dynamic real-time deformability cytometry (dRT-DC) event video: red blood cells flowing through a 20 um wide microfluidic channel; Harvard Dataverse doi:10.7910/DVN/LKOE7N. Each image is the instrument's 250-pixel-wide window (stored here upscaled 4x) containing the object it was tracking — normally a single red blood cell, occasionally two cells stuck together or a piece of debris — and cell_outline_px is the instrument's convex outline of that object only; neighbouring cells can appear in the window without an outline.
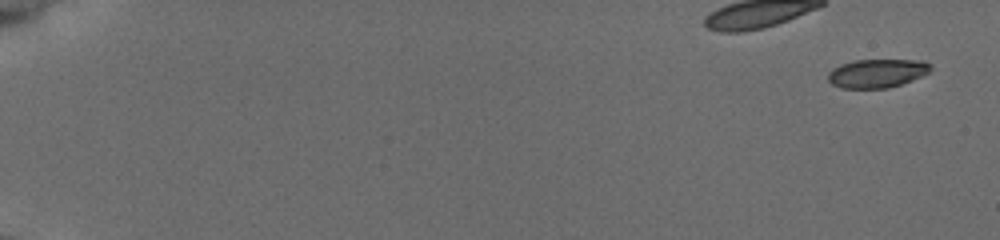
{"species": "common noctule bat (a hibernating species)", "species_latin": "Nyctalus noctula", "temperature_condition": "cold", "stored_images_in_passage": 46, "camera_frame_rate_fps": 3000, "um_per_image_px": 0.085, "animal": {"sex": "female", "body_mass_g": 19.5, "forearm_length_mm": 54.1}, "frame": {"image": 1, "passage_image": 1, "time_ms": 0.0, "image_size_px": [1000, 240], "cell_outline_px": [[932, 68], [928, 72], [912, 80], [888, 88], [840, 88], [832, 84], [828, 80], [828, 72], [832, 68], [840, 64], [856, 60], [924, 60], [932, 64]], "centroid_in_image_um": [74.54, 6.22], "position_along_channel_um": 10.5, "area_um2": 17.17}}
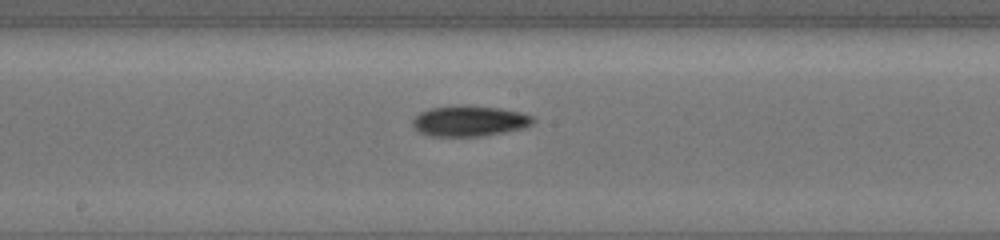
{"frame": {"image": 2, "passage_image": 26, "time_ms": 8.333, "image_size_px": [1000, 240], "cell_outline_px": [[536, 120], [532, 124], [524, 128], [504, 132], [476, 136], [428, 136], [416, 132], [412, 124], [412, 120], [420, 112], [432, 108], [464, 104], [500, 108], [520, 112], [532, 116]], "centroid_in_image_um": [39.88, 10.28], "position_along_channel_um": 208.3, "area_um2": 21.68}}
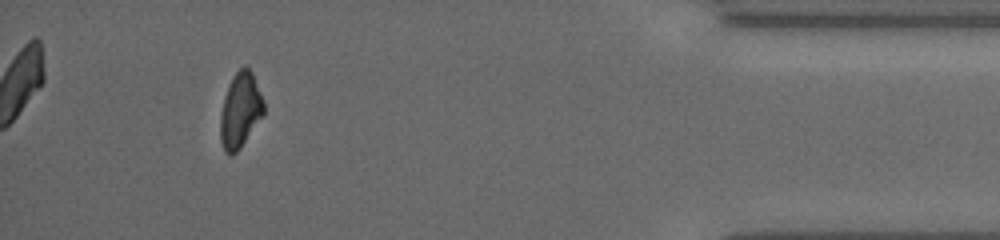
{"frame": {"image": 3, "passage_image": 42, "time_ms": 13.667, "image_size_px": [1000, 240], "cell_outline_px": [[264, 116], [240, 148], [232, 156], [228, 156], [224, 152], [220, 140], [220, 116], [228, 84], [232, 76], [244, 64], [252, 72], [264, 100]], "centroid_in_image_um": [20.43, 9.4], "position_along_channel_um": 414.8, "area_um2": 19.31}}